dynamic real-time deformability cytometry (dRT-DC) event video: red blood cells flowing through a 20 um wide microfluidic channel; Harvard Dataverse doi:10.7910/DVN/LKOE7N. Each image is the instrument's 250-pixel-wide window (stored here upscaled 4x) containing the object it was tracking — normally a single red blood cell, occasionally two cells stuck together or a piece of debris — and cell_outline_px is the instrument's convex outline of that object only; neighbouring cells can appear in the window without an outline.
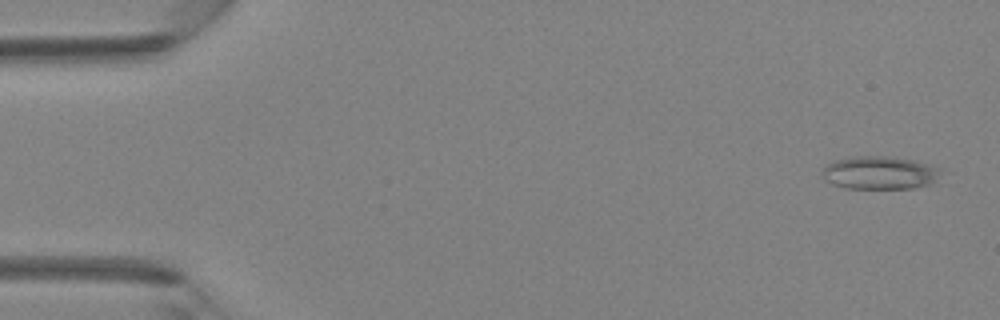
{"species": "Egyptian fruit bat (a non-hibernating species)", "species_latin": "Rousettus aegyptiacus", "temperature_condition": "room temperature", "stored_images_in_passage": 42, "camera_frame_rate_fps": 3000, "um_per_image_px": 0.085, "animal": {"sex": "female"}, "frame": {"image": 1, "passage_image": 2, "time_ms": 0.333, "image_size_px": [1000, 320], "cell_outline_px": [[940, 168], [932, 180], [928, 184], [912, 188], [844, 188], [832, 184], [824, 180], [820, 172], [828, 164], [836, 160], [856, 156], [884, 156], [912, 160]], "centroid_in_image_um": [74.65, 14.69], "position_along_channel_um": 10.3, "area_um2": 22.31}}
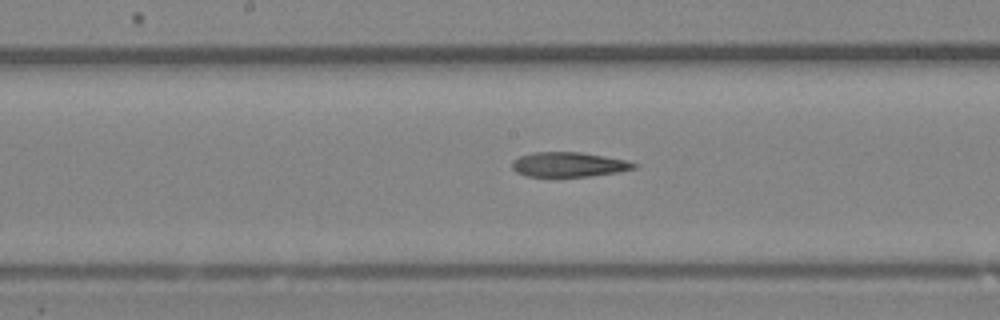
{"frame": {"image": 2, "passage_image": 22, "time_ms": 7.0, "image_size_px": [1000, 320], "cell_outline_px": [[640, 164], [636, 168], [616, 172], [592, 176], [524, 176], [516, 172], [512, 168], [512, 160], [520, 156], [532, 152], [580, 152], [628, 160]], "centroid_in_image_um": [48.35, 13.98], "position_along_channel_um": 199.9, "area_um2": 17.63}}
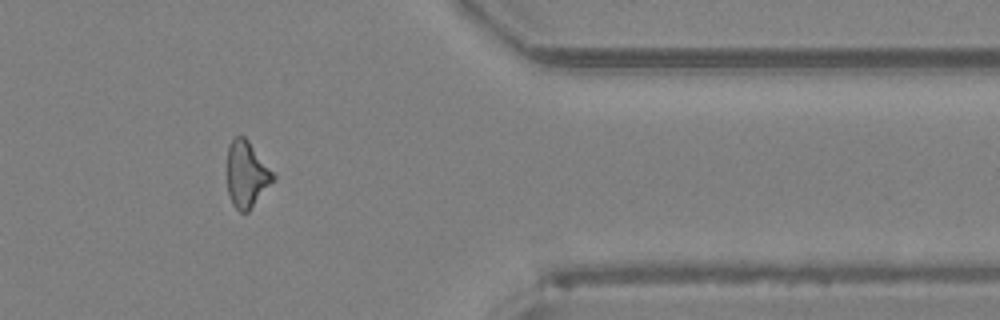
{"frame": {"image": 3, "passage_image": 35, "time_ms": 11.333, "image_size_px": [1000, 320], "cell_outline_px": [[276, 180], [248, 212], [240, 212], [232, 204], [228, 192], [228, 144], [236, 136], [244, 136], [248, 140], [276, 172]], "centroid_in_image_um": [21.02, 14.82], "position_along_channel_um": 390.4, "area_um2": 18.15}}